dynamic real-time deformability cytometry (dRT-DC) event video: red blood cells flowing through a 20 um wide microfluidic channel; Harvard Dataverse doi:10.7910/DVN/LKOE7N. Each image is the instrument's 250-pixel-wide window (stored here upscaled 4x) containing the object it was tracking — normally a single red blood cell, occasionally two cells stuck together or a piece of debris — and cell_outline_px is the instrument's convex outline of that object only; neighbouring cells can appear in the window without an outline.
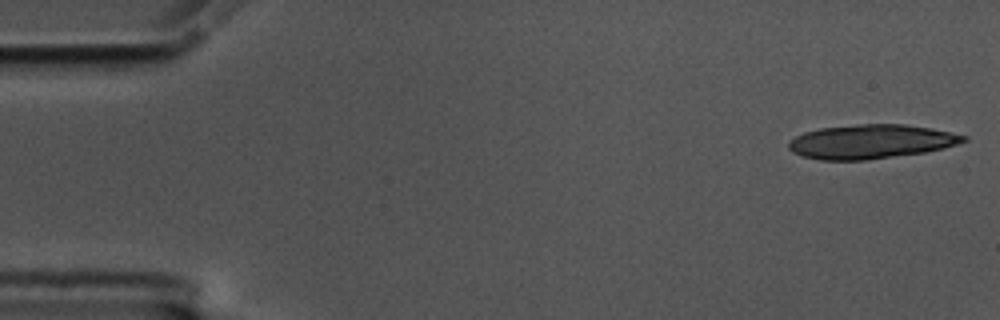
{"species": "common noctule bat (a hibernating species)", "species_latin": "Nyctalus noctula", "temperature_condition": "cold", "stored_images_in_passage": 18, "camera_frame_rate_fps": 3000, "um_per_image_px": 0.085, "animal": {"sex": "male", "body_mass_g": 17.5, "forearm_length_mm": 52.3}, "frame": {"image": 1, "passage_image": 1, "time_ms": 0.0, "image_size_px": [1000, 320], "cell_outline_px": [[968, 140], [944, 148], [924, 152], [864, 160], [820, 160], [804, 156], [792, 152], [788, 148], [788, 140], [804, 132], [820, 128], [856, 124], [904, 124], [932, 128], [968, 136]], "centroid_in_image_um": [74.01, 12.03], "position_along_channel_um": 11.0, "area_um2": 34.74}}